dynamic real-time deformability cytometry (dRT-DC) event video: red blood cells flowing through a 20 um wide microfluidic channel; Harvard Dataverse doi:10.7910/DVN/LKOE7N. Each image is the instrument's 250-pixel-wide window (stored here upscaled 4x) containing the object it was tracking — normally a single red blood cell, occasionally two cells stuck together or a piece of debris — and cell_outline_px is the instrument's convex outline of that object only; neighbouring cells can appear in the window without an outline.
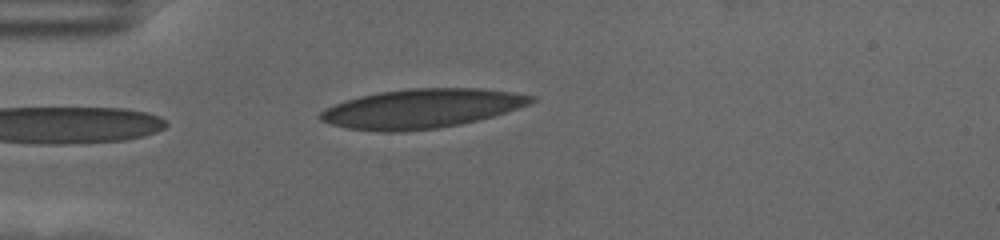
{"species": "human", "species_latin": "Homo sapiens", "temperature_condition": "cold", "stored_images_in_passage": 36, "camera_frame_rate_fps": 3000, "um_per_image_px": 0.085, "donor": {"sex": "female"}, "frame": {"image": 1, "passage_image": 1, "time_ms": 0.0, "image_size_px": [1000, 240], "cell_outline_px": [[536, 100], [528, 104], [492, 116], [460, 124], [436, 128], [396, 132], [384, 132], [348, 128], [332, 124], [320, 120], [320, 112], [336, 104], [360, 96], [380, 92], [408, 88], [476, 88], [512, 92], [536, 96]], "centroid_in_image_um": [35.84, 9.22], "position_along_channel_um": 49.2, "area_um2": 47.51}}
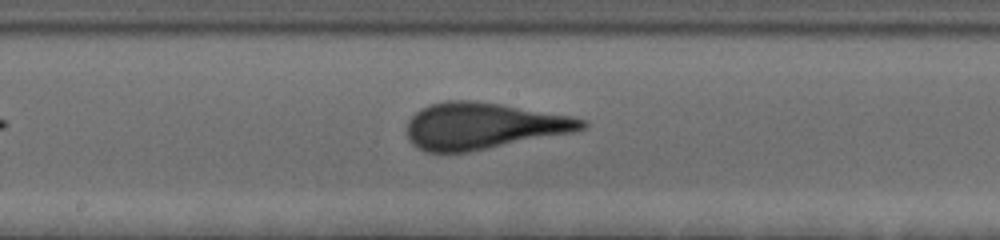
{"frame": {"image": 2, "passage_image": 16, "time_ms": 5.0, "image_size_px": [1000, 240], "cell_outline_px": [[588, 124], [584, 128], [572, 132], [468, 152], [424, 152], [416, 148], [408, 140], [408, 120], [420, 108], [428, 104], [444, 100], [476, 100], [500, 104], [568, 116], [584, 120]], "centroid_in_image_um": [40.98, 10.7], "position_along_channel_um": 207.2, "area_um2": 47.11}}
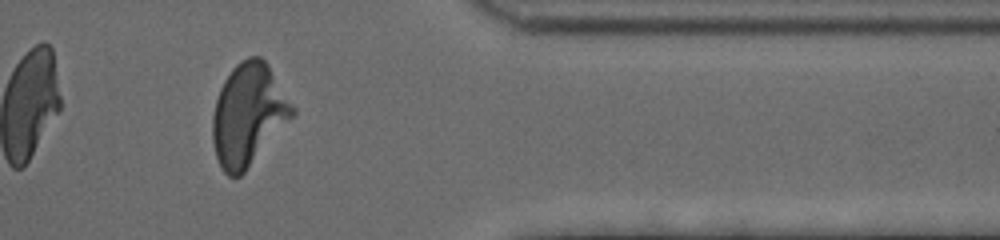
{"frame": {"image": 3, "passage_image": 33, "time_ms": 10.667, "image_size_px": [1000, 240], "cell_outline_px": [[296, 112], [244, 172], [240, 176], [228, 176], [224, 172], [216, 156], [212, 140], [212, 116], [216, 100], [220, 88], [224, 80], [232, 68], [236, 64], [248, 56], [260, 56], [268, 64], [296, 108]], "centroid_in_image_um": [21.1, 9.71], "position_along_channel_um": 390.3, "area_um2": 47.05}, "authors_computed_cell_mechanics": {"area_um2": 46.3556, "velocity_mm_per_s": 3.509, "shape_relaxation_time_tau1_ms": 4.7361, "shape_relaxation_time_tau2_ms": 0.866, "deformation_change_tau1": 0.1722, "deformation_change_tau2": 0.0721}}